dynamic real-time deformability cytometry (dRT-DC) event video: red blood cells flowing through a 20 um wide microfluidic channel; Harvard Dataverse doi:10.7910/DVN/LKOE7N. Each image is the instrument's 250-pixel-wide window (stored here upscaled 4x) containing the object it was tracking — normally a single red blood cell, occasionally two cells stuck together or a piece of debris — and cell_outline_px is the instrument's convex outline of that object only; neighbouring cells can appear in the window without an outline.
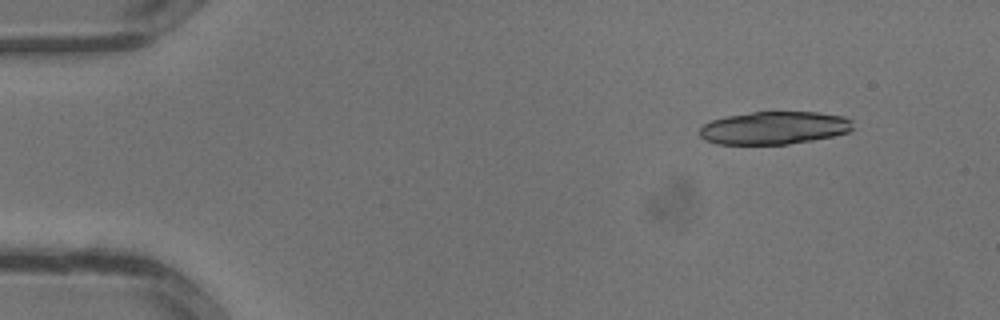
{"species": "common noctule bat (a hibernating species)", "species_latin": "Nyctalus noctula", "temperature_condition": "warm", "stored_images_in_passage": 10, "camera_frame_rate_fps": 3000, "um_per_image_px": 0.085, "animal": {"sex": "male", "body_mass_g": 13.3}, "frame": {"image": 1, "passage_image": 1, "time_ms": 0.0, "image_size_px": [1000, 320], "cell_outline_px": [[852, 128], [848, 132], [832, 136], [812, 140], [788, 144], [716, 144], [704, 140], [700, 136], [700, 128], [704, 124], [712, 120], [728, 116], [752, 112], [816, 112], [844, 116], [852, 120]], "centroid_in_image_um": [65.8, 10.87], "position_along_channel_um": 19.2, "area_um2": 29.25}}
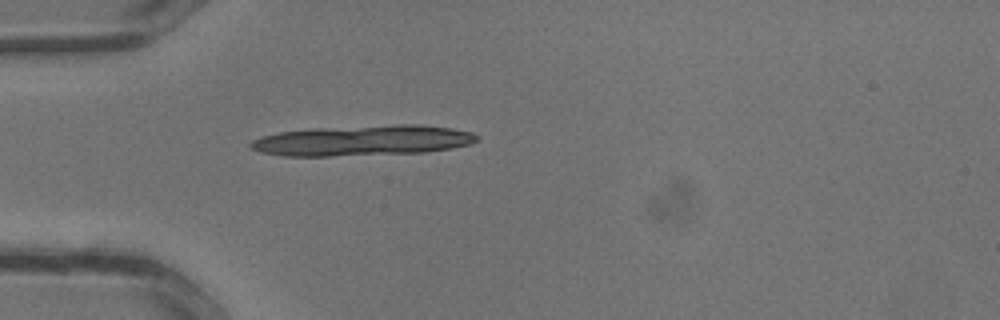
{"frame": {"image": 2, "passage_image": 7, "time_ms": 2.0, "image_size_px": [1000, 320], "cell_outline_px": [[476, 140], [472, 144], [424, 152], [332, 156], [284, 156], [260, 152], [252, 148], [248, 144], [252, 140], [260, 136], [280, 132], [312, 128], [396, 124], [416, 124], [452, 128], [472, 132], [476, 136]], "centroid_in_image_um": [30.78, 11.93], "position_along_channel_um": 54.2, "area_um2": 40.17}}